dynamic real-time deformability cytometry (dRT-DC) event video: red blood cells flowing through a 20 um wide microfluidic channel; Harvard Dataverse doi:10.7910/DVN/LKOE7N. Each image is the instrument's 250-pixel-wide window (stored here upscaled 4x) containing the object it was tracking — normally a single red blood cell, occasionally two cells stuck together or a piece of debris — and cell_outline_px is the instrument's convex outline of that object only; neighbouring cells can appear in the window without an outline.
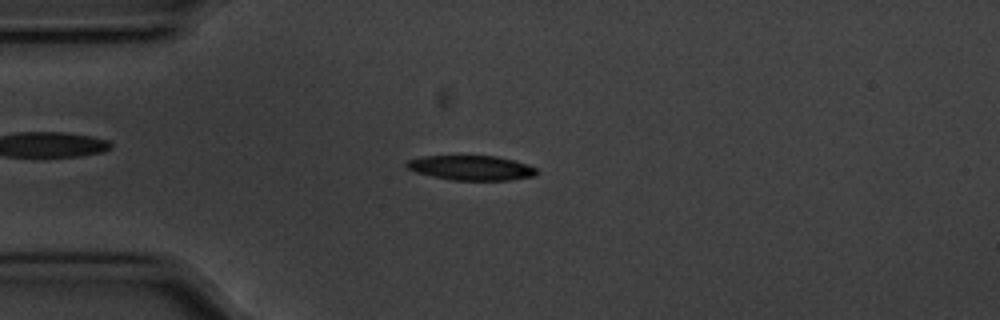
{"species": "common noctule bat (a hibernating species)", "species_latin": "Nyctalus noctula", "temperature_condition": "cold", "stored_images_in_passage": 55, "camera_frame_rate_fps": 3000, "um_per_image_px": 0.085, "animal": {"sex": "male", "body_mass_g": 20.1, "forearm_length_mm": 53.5}, "frame": {"image": 1, "passage_image": 13, "time_ms": 4.0, "image_size_px": [1000, 320], "cell_outline_px": [[536, 172], [532, 176], [508, 180], [452, 180], [432, 176], [416, 172], [408, 168], [404, 164], [408, 160], [420, 156], [496, 156], [528, 164], [536, 168]], "centroid_in_image_um": [40.01, 14.26], "position_along_channel_um": 45.0, "area_um2": 18.55}}
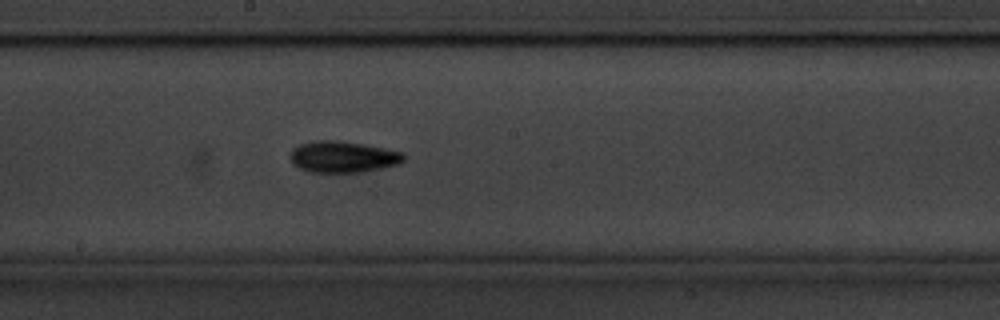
{"frame": {"image": 2, "passage_image": 29, "time_ms": 9.333, "image_size_px": [1000, 320], "cell_outline_px": [[404, 160], [400, 164], [360, 172], [308, 172], [292, 164], [288, 156], [292, 148], [300, 144], [316, 140], [336, 140], [360, 144], [404, 152]], "centroid_in_image_um": [29.09, 13.33], "position_along_channel_um": 219.1, "area_um2": 20.75}}
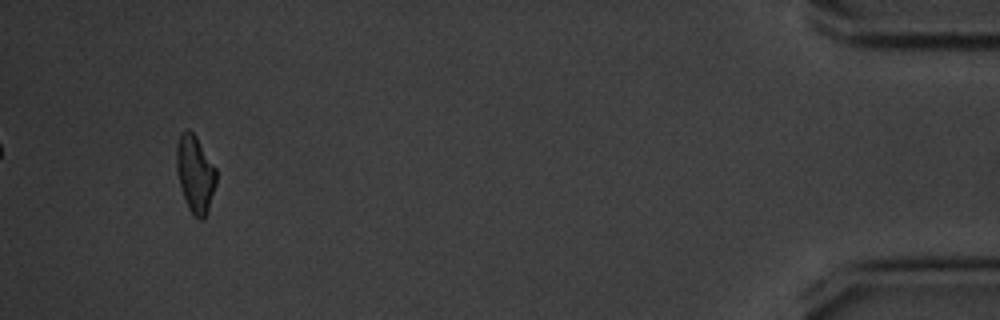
{"frame": {"image": 3, "passage_image": 52, "time_ms": 17.0, "image_size_px": [1000, 320], "cell_outline_px": [[216, 184], [208, 212], [204, 220], [200, 220], [192, 216], [188, 208], [180, 184], [176, 168], [176, 148], [180, 136], [184, 128], [188, 128], [196, 136], [216, 168]], "centroid_in_image_um": [16.6, 14.81], "position_along_channel_um": 418.6, "area_um2": 17.98}, "authors_computed_cell_mechanics": {"area_um2": 18.5538, "velocity_mm_per_s": 3.5675, "shape_relaxation_time_tau1_ms": 3.187, "shape_relaxation_time_tau2_ms": 3.6792, "deformation_change_tau1": 0.1299, "deformation_change_tau2": 0.1104}}